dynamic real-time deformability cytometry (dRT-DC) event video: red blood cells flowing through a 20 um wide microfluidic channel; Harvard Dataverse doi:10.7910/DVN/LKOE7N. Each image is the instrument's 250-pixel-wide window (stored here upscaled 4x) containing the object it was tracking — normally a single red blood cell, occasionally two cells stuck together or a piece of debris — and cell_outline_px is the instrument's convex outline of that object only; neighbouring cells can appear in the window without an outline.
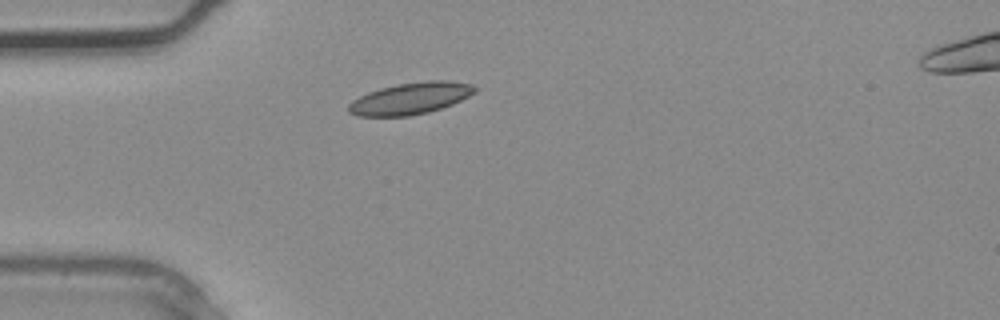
{"species": "common noctule bat (a hibernating species)", "species_latin": "Nyctalus noctula", "temperature_condition": "warm", "stored_images_in_passage": 2, "camera_frame_rate_fps": 3000, "um_per_image_px": 0.085, "animal": {"sex": "male", "body_mass_g": 20.4}, "frame": {"image": 1, "passage_image": 1, "time_ms": 0.0, "image_size_px": [1000, 320], "cell_outline_px": [[476, 92], [452, 104], [428, 112], [408, 116], [356, 116], [348, 112], [348, 104], [352, 100], [368, 92], [380, 88], [396, 84], [428, 80], [448, 80], [472, 84], [476, 88]], "centroid_in_image_um": [34.86, 8.36], "position_along_channel_um": 50.1, "area_um2": 23.35}}